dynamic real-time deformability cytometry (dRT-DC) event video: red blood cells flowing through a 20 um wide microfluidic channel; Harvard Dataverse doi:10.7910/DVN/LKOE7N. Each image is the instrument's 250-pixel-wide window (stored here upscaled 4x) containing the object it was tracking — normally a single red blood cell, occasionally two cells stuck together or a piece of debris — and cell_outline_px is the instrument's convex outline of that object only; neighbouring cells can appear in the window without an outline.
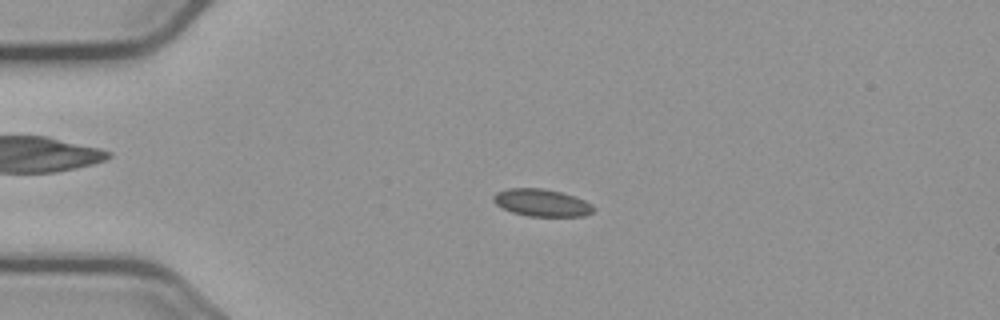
{"species": "common noctule bat (a hibernating species)", "species_latin": "Nyctalus noctula", "temperature_condition": "cold", "stored_images_in_passage": 55, "camera_frame_rate_fps": 3000, "um_per_image_px": 0.085, "animal": {"sex": "male", "body_mass_g": 23.1, "forearm_length_mm": 52.7}, "frame": {"image": 1, "passage_image": 12, "time_ms": 3.667, "image_size_px": [1000, 320], "cell_outline_px": [[596, 208], [592, 212], [584, 216], [528, 216], [512, 212], [496, 204], [492, 200], [492, 196], [496, 192], [508, 188], [540, 188], [560, 192], [576, 196], [592, 204]], "centroid_in_image_um": [46.05, 17.23], "position_along_channel_um": 39.0, "area_um2": 15.95}}
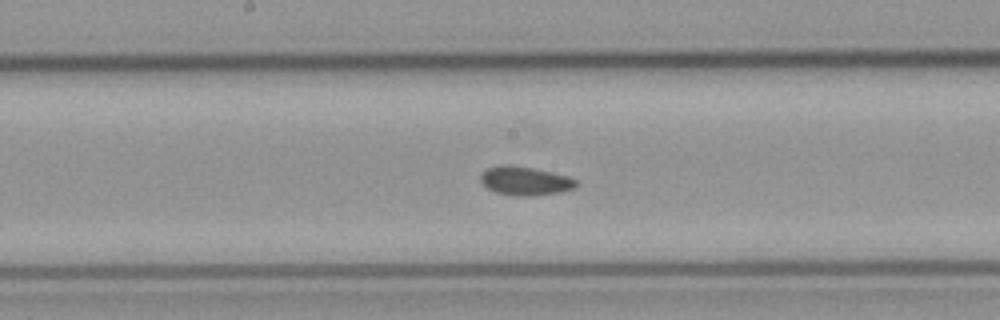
{"frame": {"image": 2, "passage_image": 28, "time_ms": 9.0, "image_size_px": [1000, 320], "cell_outline_px": [[576, 184], [572, 188], [560, 192], [532, 196], [512, 196], [496, 192], [488, 188], [480, 180], [480, 176], [488, 168], [500, 164], [512, 164], [532, 168], [568, 176], [576, 180]], "centroid_in_image_um": [44.6, 15.37], "position_along_channel_um": 203.6, "area_um2": 15.9}}
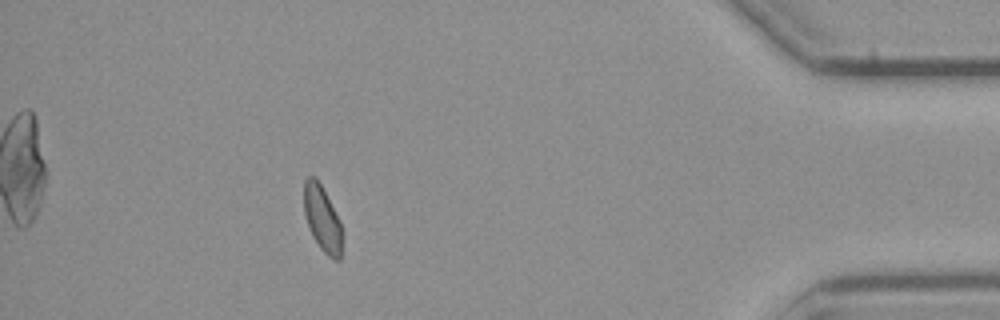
{"frame": {"image": 3, "passage_image": 49, "time_ms": 16.0, "image_size_px": [1000, 320], "cell_outline_px": [[344, 236], [340, 260], [336, 260], [328, 256], [320, 248], [312, 236], [304, 212], [304, 180], [308, 176], [316, 176], [340, 220], [344, 232]], "centroid_in_image_um": [27.43, 18.61], "position_along_channel_um": 407.8, "area_um2": 14.91}, "authors_computed_cell_mechanics": {"area_um2": 15.4326, "velocity_mm_per_s": 3.6875, "shape_relaxation_time_tau1_ms": null, "shape_relaxation_time_tau2_ms": 5.0127, "deformation_change_tau1": null, "deformation_change_tau2": 0.0821}}